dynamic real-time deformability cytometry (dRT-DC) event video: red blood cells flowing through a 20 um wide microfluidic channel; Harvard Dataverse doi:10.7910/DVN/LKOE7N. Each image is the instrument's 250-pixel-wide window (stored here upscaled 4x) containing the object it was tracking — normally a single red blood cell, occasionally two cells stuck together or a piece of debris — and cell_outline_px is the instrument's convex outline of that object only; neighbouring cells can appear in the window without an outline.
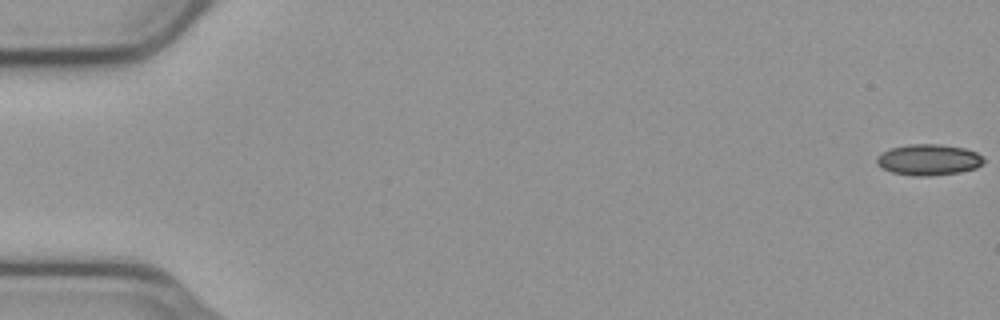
{"species": "common noctule bat (a hibernating species)", "species_latin": "Nyctalus noctula", "temperature_condition": "cold", "stored_images_in_passage": 56, "camera_frame_rate_fps": 3000, "um_per_image_px": 0.085, "animal": {"sex": "male", "body_mass_g": 23.1, "forearm_length_mm": 52.7}, "frame": {"image": 1, "passage_image": 1, "time_ms": 0.0, "image_size_px": [1000, 320], "cell_outline_px": [[984, 160], [976, 168], [960, 172], [928, 176], [912, 176], [892, 172], [876, 164], [876, 156], [892, 148], [912, 144], [940, 144], [964, 148], [976, 152], [984, 156]], "centroid_in_image_um": [78.94, 13.58], "position_along_channel_um": 6.1, "area_um2": 19.25}}
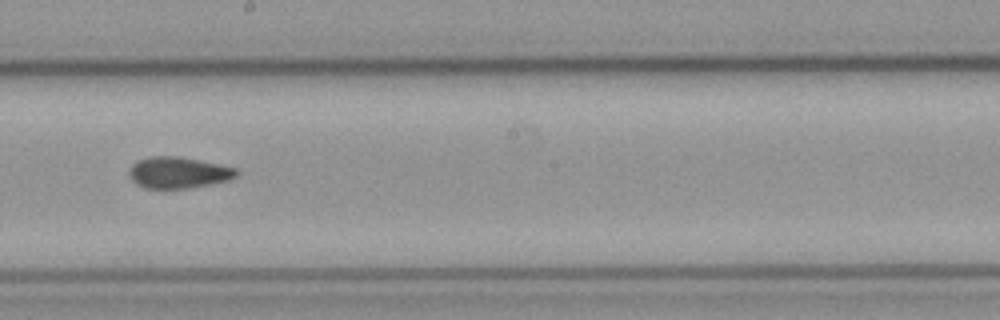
{"frame": {"image": 2, "passage_image": 32, "time_ms": 10.333, "image_size_px": [1000, 320], "cell_outline_px": [[240, 172], [236, 176], [228, 180], [212, 184], [188, 188], [144, 188], [136, 184], [132, 180], [128, 172], [132, 164], [140, 160], [152, 156], [180, 156], [236, 168]], "centroid_in_image_um": [15.16, 14.67], "position_along_channel_um": 233.0, "area_um2": 19.54}}
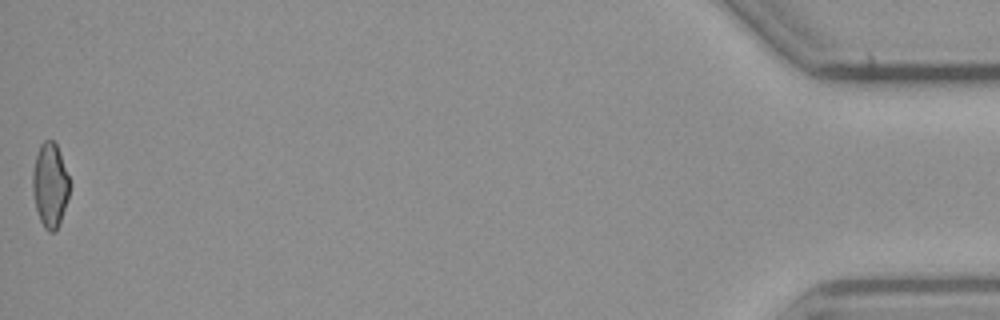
{"frame": {"image": 3, "passage_image": 56, "time_ms": 18.333, "image_size_px": [1000, 320], "cell_outline_px": [[68, 196], [56, 232], [48, 232], [44, 228], [40, 220], [36, 208], [32, 188], [32, 172], [36, 156], [40, 144], [44, 140], [52, 140], [56, 144], [60, 152], [68, 176]], "centroid_in_image_um": [4.23, 15.73], "position_along_channel_um": 431.0, "area_um2": 17.86}, "authors_computed_cell_mechanics": {"area_um2": 19.5364, "velocity_mm_per_s": 3.7406, "shape_relaxation_time_tau1_ms": 9.8829, "shape_relaxation_time_tau2_ms": 3.3988, "deformation_change_tau1": 0.1333, "deformation_change_tau2": 0.0807}}